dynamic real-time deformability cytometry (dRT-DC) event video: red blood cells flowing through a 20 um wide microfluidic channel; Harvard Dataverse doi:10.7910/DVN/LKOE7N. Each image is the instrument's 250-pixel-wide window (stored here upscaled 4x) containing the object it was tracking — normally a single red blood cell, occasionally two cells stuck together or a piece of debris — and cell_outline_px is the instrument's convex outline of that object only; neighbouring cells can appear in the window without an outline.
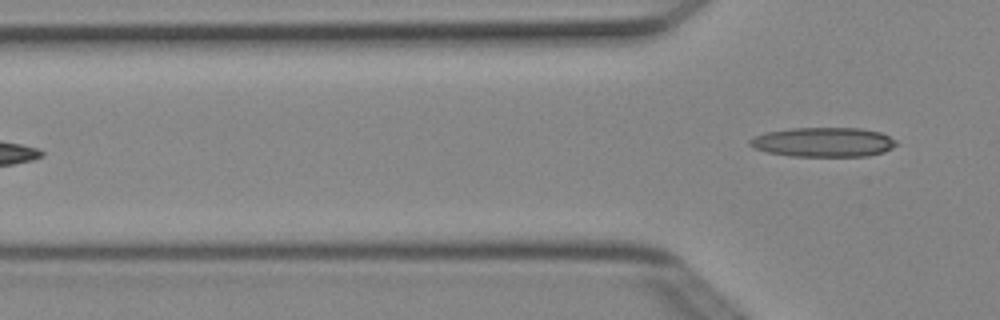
{"species": "Egyptian fruit bat (a non-hibernating species)", "species_latin": "Rousettus aegyptiacus", "temperature_condition": "cold", "stored_images_in_passage": 4, "camera_frame_rate_fps": 3000, "um_per_image_px": 0.085, "animal": {"sex": "female"}, "frame": {"image": 1, "passage_image": 4, "time_ms": 1.0, "image_size_px": [1000, 320], "cell_outline_px": [[900, 144], [884, 152], [868, 156], [792, 156], [768, 152], [752, 148], [748, 144], [748, 140], [752, 136], [764, 132], [792, 128], [860, 128], [880, 132], [896, 140]], "centroid_in_image_um": [69.97, 12.08], "position_along_channel_um": 55.8, "area_um2": 25.43}}